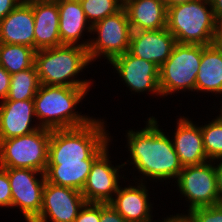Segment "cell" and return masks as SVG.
Listing matches in <instances>:
<instances>
[{
    "label": "cell",
    "instance_id": "obj_27",
    "mask_svg": "<svg viewBox=\"0 0 222 222\" xmlns=\"http://www.w3.org/2000/svg\"><path fill=\"white\" fill-rule=\"evenodd\" d=\"M79 2L91 26L123 7V0H79Z\"/></svg>",
    "mask_w": 222,
    "mask_h": 222
},
{
    "label": "cell",
    "instance_id": "obj_38",
    "mask_svg": "<svg viewBox=\"0 0 222 222\" xmlns=\"http://www.w3.org/2000/svg\"><path fill=\"white\" fill-rule=\"evenodd\" d=\"M191 1H194V0H169L166 4H167V7H170V6H175V5H179V4H183V3H187Z\"/></svg>",
    "mask_w": 222,
    "mask_h": 222
},
{
    "label": "cell",
    "instance_id": "obj_31",
    "mask_svg": "<svg viewBox=\"0 0 222 222\" xmlns=\"http://www.w3.org/2000/svg\"><path fill=\"white\" fill-rule=\"evenodd\" d=\"M99 222H127L110 203H100Z\"/></svg>",
    "mask_w": 222,
    "mask_h": 222
},
{
    "label": "cell",
    "instance_id": "obj_40",
    "mask_svg": "<svg viewBox=\"0 0 222 222\" xmlns=\"http://www.w3.org/2000/svg\"><path fill=\"white\" fill-rule=\"evenodd\" d=\"M221 110L219 111L220 112V114H219V116H217V118L219 119V120H221L222 121V106H221V108H220Z\"/></svg>",
    "mask_w": 222,
    "mask_h": 222
},
{
    "label": "cell",
    "instance_id": "obj_18",
    "mask_svg": "<svg viewBox=\"0 0 222 222\" xmlns=\"http://www.w3.org/2000/svg\"><path fill=\"white\" fill-rule=\"evenodd\" d=\"M140 179L137 187L129 185L128 187H119L115 197L110 205L127 222H152V204L149 202L148 190L143 180Z\"/></svg>",
    "mask_w": 222,
    "mask_h": 222
},
{
    "label": "cell",
    "instance_id": "obj_37",
    "mask_svg": "<svg viewBox=\"0 0 222 222\" xmlns=\"http://www.w3.org/2000/svg\"><path fill=\"white\" fill-rule=\"evenodd\" d=\"M214 42H222V16L216 19V33Z\"/></svg>",
    "mask_w": 222,
    "mask_h": 222
},
{
    "label": "cell",
    "instance_id": "obj_15",
    "mask_svg": "<svg viewBox=\"0 0 222 222\" xmlns=\"http://www.w3.org/2000/svg\"><path fill=\"white\" fill-rule=\"evenodd\" d=\"M34 117L33 100L0 102V140L27 135L41 128L37 123L31 124Z\"/></svg>",
    "mask_w": 222,
    "mask_h": 222
},
{
    "label": "cell",
    "instance_id": "obj_39",
    "mask_svg": "<svg viewBox=\"0 0 222 222\" xmlns=\"http://www.w3.org/2000/svg\"><path fill=\"white\" fill-rule=\"evenodd\" d=\"M214 44H216L220 50L222 51V42H214Z\"/></svg>",
    "mask_w": 222,
    "mask_h": 222
},
{
    "label": "cell",
    "instance_id": "obj_2",
    "mask_svg": "<svg viewBox=\"0 0 222 222\" xmlns=\"http://www.w3.org/2000/svg\"><path fill=\"white\" fill-rule=\"evenodd\" d=\"M104 124L94 118L82 127L51 130L47 165L95 160L111 141Z\"/></svg>",
    "mask_w": 222,
    "mask_h": 222
},
{
    "label": "cell",
    "instance_id": "obj_17",
    "mask_svg": "<svg viewBox=\"0 0 222 222\" xmlns=\"http://www.w3.org/2000/svg\"><path fill=\"white\" fill-rule=\"evenodd\" d=\"M175 129L174 139L171 140L183 167L209 161L200 126H196L187 117L180 116Z\"/></svg>",
    "mask_w": 222,
    "mask_h": 222
},
{
    "label": "cell",
    "instance_id": "obj_10",
    "mask_svg": "<svg viewBox=\"0 0 222 222\" xmlns=\"http://www.w3.org/2000/svg\"><path fill=\"white\" fill-rule=\"evenodd\" d=\"M7 172L12 201L11 207H19L24 219L32 222L42 207L43 189L46 178L44 172L25 168H4ZM40 176V180L36 177Z\"/></svg>",
    "mask_w": 222,
    "mask_h": 222
},
{
    "label": "cell",
    "instance_id": "obj_19",
    "mask_svg": "<svg viewBox=\"0 0 222 222\" xmlns=\"http://www.w3.org/2000/svg\"><path fill=\"white\" fill-rule=\"evenodd\" d=\"M0 42L34 49V16L28 2H20L0 21Z\"/></svg>",
    "mask_w": 222,
    "mask_h": 222
},
{
    "label": "cell",
    "instance_id": "obj_41",
    "mask_svg": "<svg viewBox=\"0 0 222 222\" xmlns=\"http://www.w3.org/2000/svg\"><path fill=\"white\" fill-rule=\"evenodd\" d=\"M29 1H33V0H21V2H29Z\"/></svg>",
    "mask_w": 222,
    "mask_h": 222
},
{
    "label": "cell",
    "instance_id": "obj_34",
    "mask_svg": "<svg viewBox=\"0 0 222 222\" xmlns=\"http://www.w3.org/2000/svg\"><path fill=\"white\" fill-rule=\"evenodd\" d=\"M219 161V162H218ZM215 163V171L217 177V190H218V200L219 204H222V159L217 160Z\"/></svg>",
    "mask_w": 222,
    "mask_h": 222
},
{
    "label": "cell",
    "instance_id": "obj_24",
    "mask_svg": "<svg viewBox=\"0 0 222 222\" xmlns=\"http://www.w3.org/2000/svg\"><path fill=\"white\" fill-rule=\"evenodd\" d=\"M36 51L26 45L0 44V65L10 74L32 68Z\"/></svg>",
    "mask_w": 222,
    "mask_h": 222
},
{
    "label": "cell",
    "instance_id": "obj_6",
    "mask_svg": "<svg viewBox=\"0 0 222 222\" xmlns=\"http://www.w3.org/2000/svg\"><path fill=\"white\" fill-rule=\"evenodd\" d=\"M202 59V45L176 43L169 58L159 68L162 96L194 91Z\"/></svg>",
    "mask_w": 222,
    "mask_h": 222
},
{
    "label": "cell",
    "instance_id": "obj_22",
    "mask_svg": "<svg viewBox=\"0 0 222 222\" xmlns=\"http://www.w3.org/2000/svg\"><path fill=\"white\" fill-rule=\"evenodd\" d=\"M195 91L222 94V51L214 43L202 45Z\"/></svg>",
    "mask_w": 222,
    "mask_h": 222
},
{
    "label": "cell",
    "instance_id": "obj_21",
    "mask_svg": "<svg viewBox=\"0 0 222 222\" xmlns=\"http://www.w3.org/2000/svg\"><path fill=\"white\" fill-rule=\"evenodd\" d=\"M132 31L167 27V4L160 0H123Z\"/></svg>",
    "mask_w": 222,
    "mask_h": 222
},
{
    "label": "cell",
    "instance_id": "obj_23",
    "mask_svg": "<svg viewBox=\"0 0 222 222\" xmlns=\"http://www.w3.org/2000/svg\"><path fill=\"white\" fill-rule=\"evenodd\" d=\"M94 160H83V163H61L47 165L45 178L47 182L58 186L82 191Z\"/></svg>",
    "mask_w": 222,
    "mask_h": 222
},
{
    "label": "cell",
    "instance_id": "obj_26",
    "mask_svg": "<svg viewBox=\"0 0 222 222\" xmlns=\"http://www.w3.org/2000/svg\"><path fill=\"white\" fill-rule=\"evenodd\" d=\"M201 126L204 149L209 161L222 159V121L217 117Z\"/></svg>",
    "mask_w": 222,
    "mask_h": 222
},
{
    "label": "cell",
    "instance_id": "obj_36",
    "mask_svg": "<svg viewBox=\"0 0 222 222\" xmlns=\"http://www.w3.org/2000/svg\"><path fill=\"white\" fill-rule=\"evenodd\" d=\"M215 18L222 16V0H210Z\"/></svg>",
    "mask_w": 222,
    "mask_h": 222
},
{
    "label": "cell",
    "instance_id": "obj_8",
    "mask_svg": "<svg viewBox=\"0 0 222 222\" xmlns=\"http://www.w3.org/2000/svg\"><path fill=\"white\" fill-rule=\"evenodd\" d=\"M91 32L98 35L87 48L91 62L103 56L109 63L129 51L132 29L124 7L94 24Z\"/></svg>",
    "mask_w": 222,
    "mask_h": 222
},
{
    "label": "cell",
    "instance_id": "obj_9",
    "mask_svg": "<svg viewBox=\"0 0 222 222\" xmlns=\"http://www.w3.org/2000/svg\"><path fill=\"white\" fill-rule=\"evenodd\" d=\"M176 181L180 194L190 203L187 211L219 204L215 161L184 166Z\"/></svg>",
    "mask_w": 222,
    "mask_h": 222
},
{
    "label": "cell",
    "instance_id": "obj_28",
    "mask_svg": "<svg viewBox=\"0 0 222 222\" xmlns=\"http://www.w3.org/2000/svg\"><path fill=\"white\" fill-rule=\"evenodd\" d=\"M187 213L192 222H222V204L197 207Z\"/></svg>",
    "mask_w": 222,
    "mask_h": 222
},
{
    "label": "cell",
    "instance_id": "obj_13",
    "mask_svg": "<svg viewBox=\"0 0 222 222\" xmlns=\"http://www.w3.org/2000/svg\"><path fill=\"white\" fill-rule=\"evenodd\" d=\"M127 88L136 93L151 92L162 96L159 88V68L152 62L138 58L129 51L115 57L110 63Z\"/></svg>",
    "mask_w": 222,
    "mask_h": 222
},
{
    "label": "cell",
    "instance_id": "obj_32",
    "mask_svg": "<svg viewBox=\"0 0 222 222\" xmlns=\"http://www.w3.org/2000/svg\"><path fill=\"white\" fill-rule=\"evenodd\" d=\"M11 75L0 65V100L4 101L8 95Z\"/></svg>",
    "mask_w": 222,
    "mask_h": 222
},
{
    "label": "cell",
    "instance_id": "obj_11",
    "mask_svg": "<svg viewBox=\"0 0 222 222\" xmlns=\"http://www.w3.org/2000/svg\"><path fill=\"white\" fill-rule=\"evenodd\" d=\"M85 203L81 191L46 181L40 214L32 222H74Z\"/></svg>",
    "mask_w": 222,
    "mask_h": 222
},
{
    "label": "cell",
    "instance_id": "obj_5",
    "mask_svg": "<svg viewBox=\"0 0 222 222\" xmlns=\"http://www.w3.org/2000/svg\"><path fill=\"white\" fill-rule=\"evenodd\" d=\"M167 29L175 37L176 43L213 44L216 18L210 0H194L168 7Z\"/></svg>",
    "mask_w": 222,
    "mask_h": 222
},
{
    "label": "cell",
    "instance_id": "obj_25",
    "mask_svg": "<svg viewBox=\"0 0 222 222\" xmlns=\"http://www.w3.org/2000/svg\"><path fill=\"white\" fill-rule=\"evenodd\" d=\"M40 85L35 65L32 68L14 73L11 75L9 92L5 100H33Z\"/></svg>",
    "mask_w": 222,
    "mask_h": 222
},
{
    "label": "cell",
    "instance_id": "obj_30",
    "mask_svg": "<svg viewBox=\"0 0 222 222\" xmlns=\"http://www.w3.org/2000/svg\"><path fill=\"white\" fill-rule=\"evenodd\" d=\"M12 194L6 170L0 166V207H11Z\"/></svg>",
    "mask_w": 222,
    "mask_h": 222
},
{
    "label": "cell",
    "instance_id": "obj_20",
    "mask_svg": "<svg viewBox=\"0 0 222 222\" xmlns=\"http://www.w3.org/2000/svg\"><path fill=\"white\" fill-rule=\"evenodd\" d=\"M59 9V35L62 44L79 45L88 48L90 39L80 41L87 31L92 33L79 0H56ZM81 43H80V42ZM79 43V44H78Z\"/></svg>",
    "mask_w": 222,
    "mask_h": 222
},
{
    "label": "cell",
    "instance_id": "obj_29",
    "mask_svg": "<svg viewBox=\"0 0 222 222\" xmlns=\"http://www.w3.org/2000/svg\"><path fill=\"white\" fill-rule=\"evenodd\" d=\"M100 203L86 202L74 222H99Z\"/></svg>",
    "mask_w": 222,
    "mask_h": 222
},
{
    "label": "cell",
    "instance_id": "obj_7",
    "mask_svg": "<svg viewBox=\"0 0 222 222\" xmlns=\"http://www.w3.org/2000/svg\"><path fill=\"white\" fill-rule=\"evenodd\" d=\"M51 130H38L20 137L0 140V166L25 168L44 172L48 163Z\"/></svg>",
    "mask_w": 222,
    "mask_h": 222
},
{
    "label": "cell",
    "instance_id": "obj_14",
    "mask_svg": "<svg viewBox=\"0 0 222 222\" xmlns=\"http://www.w3.org/2000/svg\"><path fill=\"white\" fill-rule=\"evenodd\" d=\"M175 44L176 39L167 27L157 30L132 31L129 52L160 68L171 55Z\"/></svg>",
    "mask_w": 222,
    "mask_h": 222
},
{
    "label": "cell",
    "instance_id": "obj_16",
    "mask_svg": "<svg viewBox=\"0 0 222 222\" xmlns=\"http://www.w3.org/2000/svg\"><path fill=\"white\" fill-rule=\"evenodd\" d=\"M34 16V50L63 45L59 35V9L56 0L28 2Z\"/></svg>",
    "mask_w": 222,
    "mask_h": 222
},
{
    "label": "cell",
    "instance_id": "obj_3",
    "mask_svg": "<svg viewBox=\"0 0 222 222\" xmlns=\"http://www.w3.org/2000/svg\"><path fill=\"white\" fill-rule=\"evenodd\" d=\"M88 91L89 88L40 85L33 99L40 127L54 130L87 125L94 118L81 115L75 109Z\"/></svg>",
    "mask_w": 222,
    "mask_h": 222
},
{
    "label": "cell",
    "instance_id": "obj_33",
    "mask_svg": "<svg viewBox=\"0 0 222 222\" xmlns=\"http://www.w3.org/2000/svg\"><path fill=\"white\" fill-rule=\"evenodd\" d=\"M21 0H0V21L5 18Z\"/></svg>",
    "mask_w": 222,
    "mask_h": 222
},
{
    "label": "cell",
    "instance_id": "obj_35",
    "mask_svg": "<svg viewBox=\"0 0 222 222\" xmlns=\"http://www.w3.org/2000/svg\"><path fill=\"white\" fill-rule=\"evenodd\" d=\"M172 216V217H171ZM170 217L164 218L163 221L161 222H192L191 219L187 214H176V215H171Z\"/></svg>",
    "mask_w": 222,
    "mask_h": 222
},
{
    "label": "cell",
    "instance_id": "obj_12",
    "mask_svg": "<svg viewBox=\"0 0 222 222\" xmlns=\"http://www.w3.org/2000/svg\"><path fill=\"white\" fill-rule=\"evenodd\" d=\"M107 147L92 163L86 183L81 191L86 202L110 203L120 187L119 169L127 165H112Z\"/></svg>",
    "mask_w": 222,
    "mask_h": 222
},
{
    "label": "cell",
    "instance_id": "obj_4",
    "mask_svg": "<svg viewBox=\"0 0 222 222\" xmlns=\"http://www.w3.org/2000/svg\"><path fill=\"white\" fill-rule=\"evenodd\" d=\"M89 64L87 48L79 45L63 44L35 53L34 65L41 85L90 88L91 81L76 79Z\"/></svg>",
    "mask_w": 222,
    "mask_h": 222
},
{
    "label": "cell",
    "instance_id": "obj_42",
    "mask_svg": "<svg viewBox=\"0 0 222 222\" xmlns=\"http://www.w3.org/2000/svg\"><path fill=\"white\" fill-rule=\"evenodd\" d=\"M162 2H164L165 4L169 1V0H160Z\"/></svg>",
    "mask_w": 222,
    "mask_h": 222
},
{
    "label": "cell",
    "instance_id": "obj_1",
    "mask_svg": "<svg viewBox=\"0 0 222 222\" xmlns=\"http://www.w3.org/2000/svg\"><path fill=\"white\" fill-rule=\"evenodd\" d=\"M142 130H128L127 146L130 164L134 165L142 177L149 180L177 179L183 166L173 147L170 136L158 127L155 117H149Z\"/></svg>",
    "mask_w": 222,
    "mask_h": 222
}]
</instances>
